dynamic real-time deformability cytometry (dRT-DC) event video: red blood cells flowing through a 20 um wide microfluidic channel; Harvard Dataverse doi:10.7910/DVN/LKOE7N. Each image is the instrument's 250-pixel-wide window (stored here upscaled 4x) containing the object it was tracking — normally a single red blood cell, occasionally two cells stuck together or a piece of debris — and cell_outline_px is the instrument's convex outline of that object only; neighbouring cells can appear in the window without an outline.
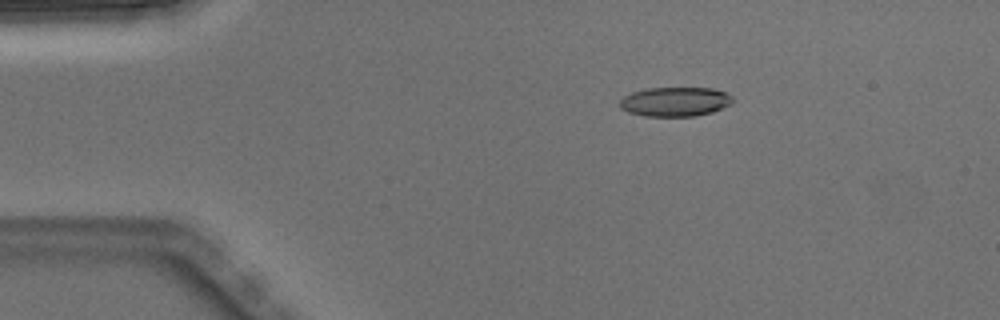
{"species": "Egyptian fruit bat (a non-hibernating species)", "species_latin": "Rousettus aegyptiacus", "temperature_condition": "warm", "stored_images_in_passage": 7, "camera_frame_rate_fps": 3000, "um_per_image_px": 0.085, "animal": {"sex": "male"}, "frame": {"image": 1, "passage_image": 3, "time_ms": 0.667, "image_size_px": [1000, 320], "cell_outline_px": [[732, 104], [712, 112], [696, 116], [644, 116], [628, 112], [620, 108], [620, 100], [624, 96], [632, 92], [648, 88], [712, 88], [724, 92], [732, 96]], "centroid_in_image_um": [57.38, 8.65], "position_along_channel_um": 27.6, "area_um2": 19.31}}
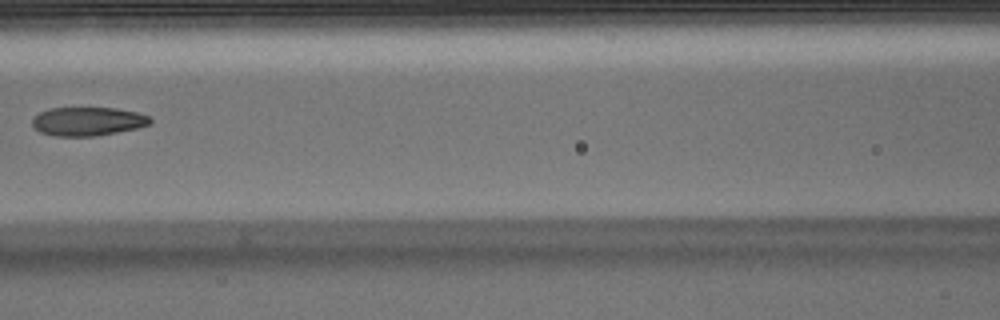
{"frame": {"image": 2, "passage_image": 6, "time_ms": 1.667, "image_size_px": [1000, 320], "cell_outline_px": [[152, 120], [148, 124], [136, 128], [96, 136], [56, 136], [40, 132], [32, 124], [32, 116], [40, 112], [52, 108], [116, 108], [136, 112], [148, 116]], "centroid_in_image_um": [7.42, 10.31], "position_along_channel_um": 159.2, "area_um2": 19.54}}
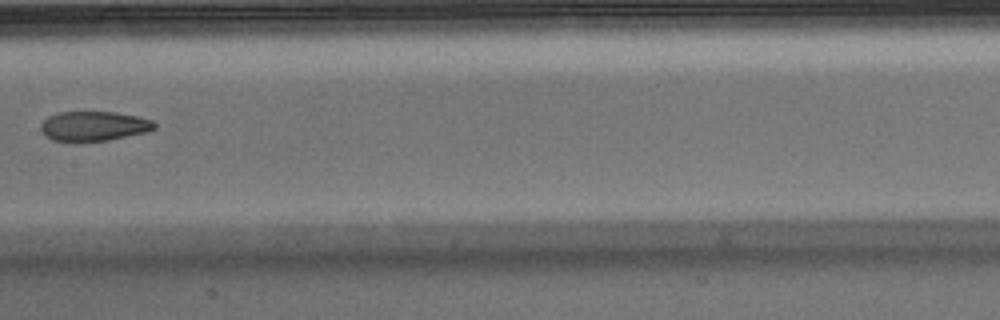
{"frame": {"image": 3, "passage_image": 7, "time_ms": 2.0, "image_size_px": [1000, 320], "cell_outline_px": [[156, 128], [148, 132], [108, 140], [52, 140], [44, 136], [40, 132], [40, 124], [48, 116], [60, 112], [116, 112], [136, 116], [152, 120], [156, 124]], "centroid_in_image_um": [7.97, 10.7], "position_along_channel_um": 199.4, "area_um2": 19.54}}